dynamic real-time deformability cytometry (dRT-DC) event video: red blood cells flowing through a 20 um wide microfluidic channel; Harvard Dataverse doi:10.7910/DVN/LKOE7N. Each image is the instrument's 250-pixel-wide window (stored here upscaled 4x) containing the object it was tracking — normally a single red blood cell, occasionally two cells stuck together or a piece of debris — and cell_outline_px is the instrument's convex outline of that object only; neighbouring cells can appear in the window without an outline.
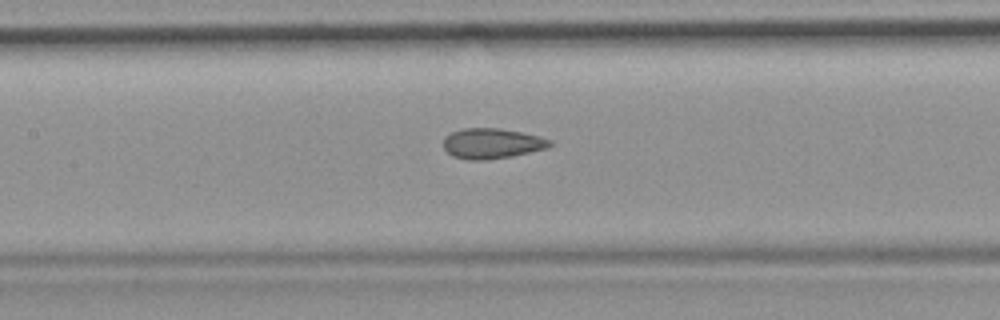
{"species": "common noctule bat (a hibernating species)", "species_latin": "Nyctalus noctula", "temperature_condition": "room temperature", "stored_images_in_passage": 47, "camera_frame_rate_fps": 3000, "um_per_image_px": 0.085, "animal": {"sex": "female", "body_mass_g": 19.9}, "frame": {"image": 1, "passage_image": 21, "time_ms": 6.667, "image_size_px": [1000, 320], "cell_outline_px": [[552, 144], [544, 148], [512, 156], [488, 160], [468, 160], [452, 156], [444, 148], [444, 136], [452, 132], [464, 128], [500, 128], [520, 132], [552, 140]], "centroid_in_image_um": [41.76, 12.19], "position_along_channel_um": 165.6, "area_um2": 18.61}}